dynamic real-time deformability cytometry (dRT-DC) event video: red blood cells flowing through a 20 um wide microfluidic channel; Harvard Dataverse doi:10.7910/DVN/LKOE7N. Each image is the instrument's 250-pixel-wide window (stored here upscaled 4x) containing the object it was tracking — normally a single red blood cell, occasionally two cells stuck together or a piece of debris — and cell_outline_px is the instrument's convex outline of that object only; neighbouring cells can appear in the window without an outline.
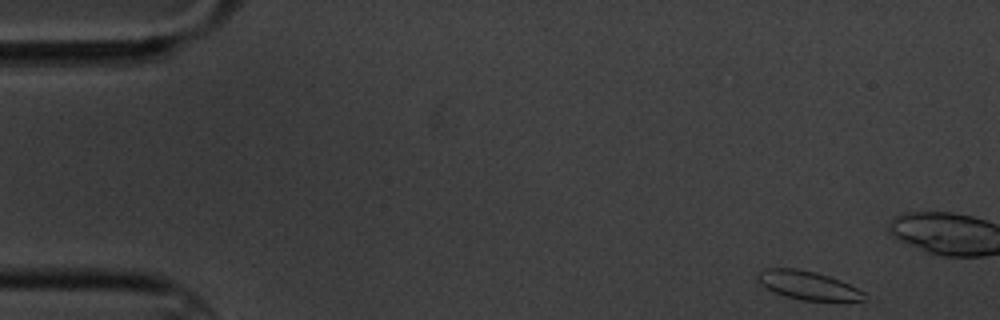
{"species": "common noctule bat (a hibernating species)", "species_latin": "Nyctalus noctula", "temperature_condition": "cold", "stored_images_in_passage": 5, "camera_frame_rate_fps": 3000, "um_per_image_px": 0.085, "animal": {"sex": "male", "body_mass_g": 20.1, "forearm_length_mm": 53.5}, "frame": {"image": 1, "passage_image": 1, "time_ms": 0.0, "image_size_px": [1000, 320], "cell_outline_px": [[864, 300], [800, 300], [784, 296], [760, 284], [756, 276], [756, 272], [764, 268], [796, 268], [816, 272], [840, 280], [864, 292]], "centroid_in_image_um": [68.6, 24.23], "position_along_channel_um": 16.4, "area_um2": 17.51}}